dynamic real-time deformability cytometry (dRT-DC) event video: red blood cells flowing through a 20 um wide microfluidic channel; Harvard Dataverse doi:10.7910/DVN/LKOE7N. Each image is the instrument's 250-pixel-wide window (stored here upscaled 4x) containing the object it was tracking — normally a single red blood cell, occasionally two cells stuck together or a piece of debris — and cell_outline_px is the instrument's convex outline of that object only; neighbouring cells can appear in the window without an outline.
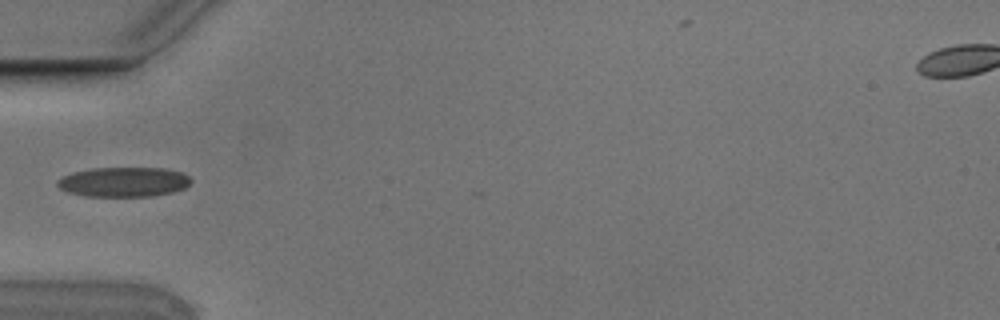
{"species": "Egyptian fruit bat (a non-hibernating species)", "species_latin": "Rousettus aegyptiacus", "temperature_condition": "cold", "stored_images_in_passage": 5, "camera_frame_rate_fps": 3000, "um_per_image_px": 0.085, "animal": {"sex": "male"}, "frame": {"image": 1, "passage_image": 1, "time_ms": 0.0, "image_size_px": [1000, 320], "cell_outline_px": [[192, 180], [184, 188], [172, 192], [152, 196], [84, 196], [68, 192], [60, 188], [56, 184], [56, 180], [72, 172], [92, 168], [168, 168], [180, 172], [188, 176]], "centroid_in_image_um": [10.49, 15.46], "position_along_channel_um": 74.5, "area_um2": 23.12}}
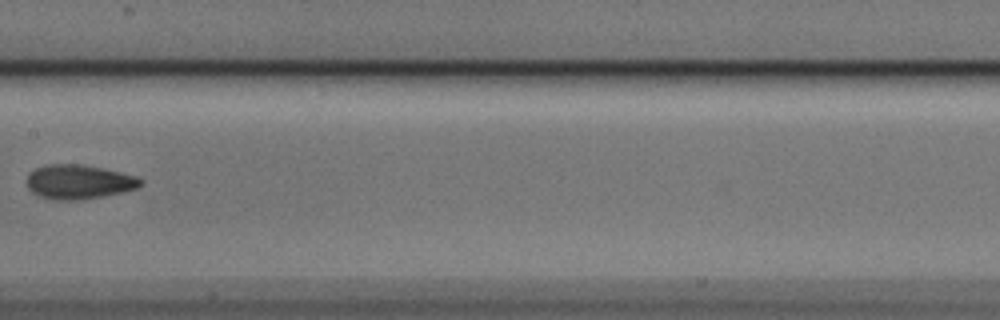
{"frame": {"image": 2, "passage_image": 4, "time_ms": 1.0, "image_size_px": [1000, 320], "cell_outline_px": [[144, 184], [136, 188], [124, 192], [76, 200], [52, 200], [40, 196], [32, 192], [28, 188], [28, 172], [36, 168], [48, 164], [80, 164], [104, 168], [136, 176], [144, 180]], "centroid_in_image_um": [6.71, 15.45], "position_along_channel_um": 200.7, "area_um2": 22.77}}
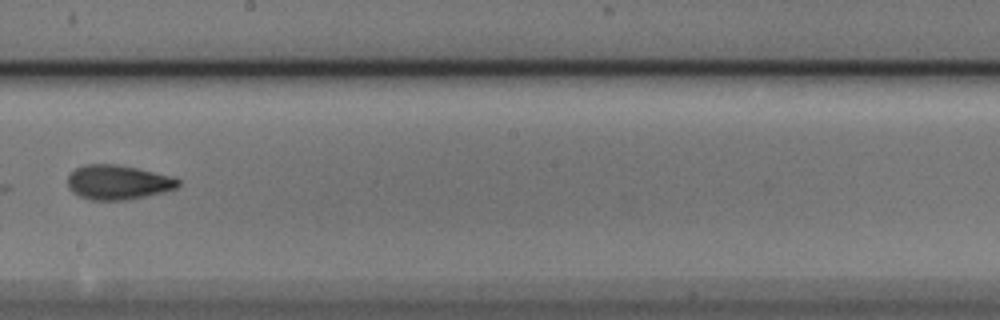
{"frame": {"image": 3, "passage_image": 5, "time_ms": 1.333, "image_size_px": [1000, 320], "cell_outline_px": [[180, 184], [176, 188], [164, 192], [124, 200], [92, 200], [80, 196], [72, 192], [68, 188], [68, 176], [76, 168], [88, 164], [116, 164], [136, 168], [168, 176], [180, 180]], "centroid_in_image_um": [9.99, 15.5], "position_along_channel_um": 238.2, "area_um2": 21.91}}